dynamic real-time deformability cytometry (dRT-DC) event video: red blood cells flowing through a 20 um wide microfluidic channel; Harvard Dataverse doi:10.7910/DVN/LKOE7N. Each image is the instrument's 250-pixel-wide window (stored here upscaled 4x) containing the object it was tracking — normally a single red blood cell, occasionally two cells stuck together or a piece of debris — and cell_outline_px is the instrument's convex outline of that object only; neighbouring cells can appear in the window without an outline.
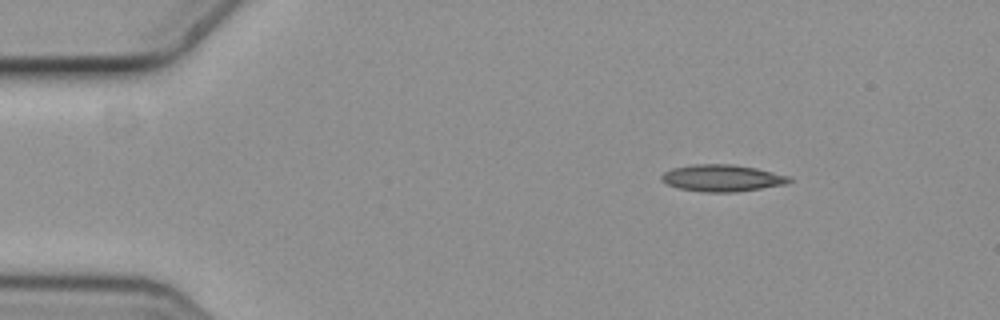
{"species": "common noctule bat (a hibernating species)", "species_latin": "Nyctalus noctula", "temperature_condition": "cold", "stored_images_in_passage": 4, "camera_frame_rate_fps": 3000, "um_per_image_px": 0.085, "animal": {"sex": "female", "body_mass_g": 19.3, "forearm_length_mm": 54.1}, "frame": {"image": 1, "passage_image": 1, "time_ms": 0.0, "image_size_px": [1000, 320], "cell_outline_px": [[792, 180], [784, 184], [760, 188], [732, 192], [704, 192], [680, 188], [668, 184], [660, 180], [660, 176], [664, 172], [672, 168], [692, 164], [732, 164], [756, 168], [788, 176]], "centroid_in_image_um": [61.32, 15.12], "position_along_channel_um": 23.7, "area_um2": 19.71}}
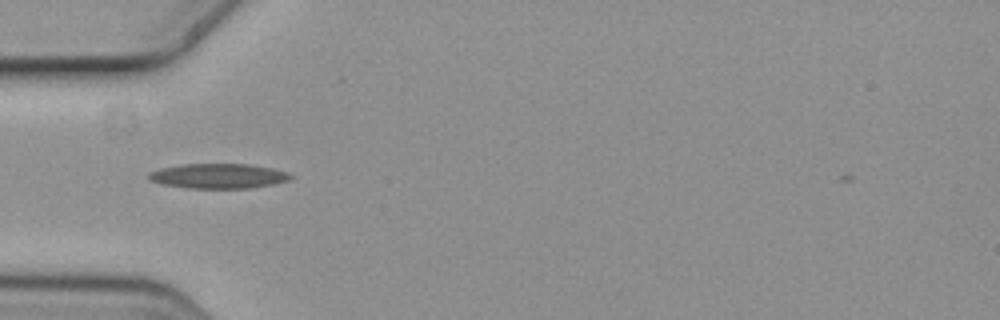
{"frame": {"image": 2, "passage_image": 4, "time_ms": 1.0, "image_size_px": [1000, 320], "cell_outline_px": [[292, 180], [276, 184], [252, 188], [188, 188], [160, 184], [148, 180], [148, 172], [160, 168], [180, 164], [252, 164], [272, 168], [288, 172], [292, 176]], "centroid_in_image_um": [18.57, 14.96], "position_along_channel_um": 66.4, "area_um2": 20.92}}